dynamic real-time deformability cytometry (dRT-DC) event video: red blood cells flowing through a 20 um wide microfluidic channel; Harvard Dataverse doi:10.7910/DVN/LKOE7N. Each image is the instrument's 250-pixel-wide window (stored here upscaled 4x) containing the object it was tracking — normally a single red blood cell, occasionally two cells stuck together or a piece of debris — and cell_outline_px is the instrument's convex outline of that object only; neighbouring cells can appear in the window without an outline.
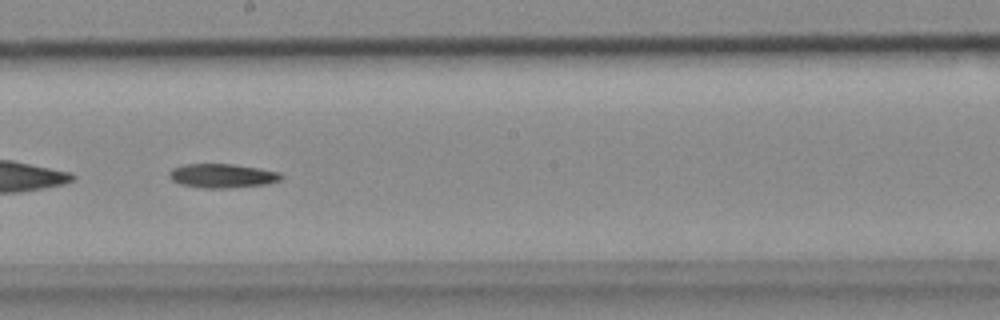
{"species": "common noctule bat (a hibernating species)", "species_latin": "Nyctalus noctula", "temperature_condition": "cold", "stored_images_in_passage": 52, "segment_of_instrument_passage": [2, 2], "camera_frame_rate_fps": 3000, "um_per_image_px": 0.085, "animal": {"sex": "female", "body_mass_g": 18.4}, "frame": {"image": 1, "passage_image": 29, "time_ms": 9.333, "image_size_px": [1000, 320], "cell_outline_px": [[284, 176], [280, 180], [268, 184], [224, 188], [204, 188], [180, 184], [172, 180], [168, 176], [168, 172], [172, 168], [184, 164], [232, 164], [260, 168], [280, 172]], "centroid_in_image_um": [18.89, 14.93], "position_along_channel_um": 229.3, "area_um2": 15.78}}
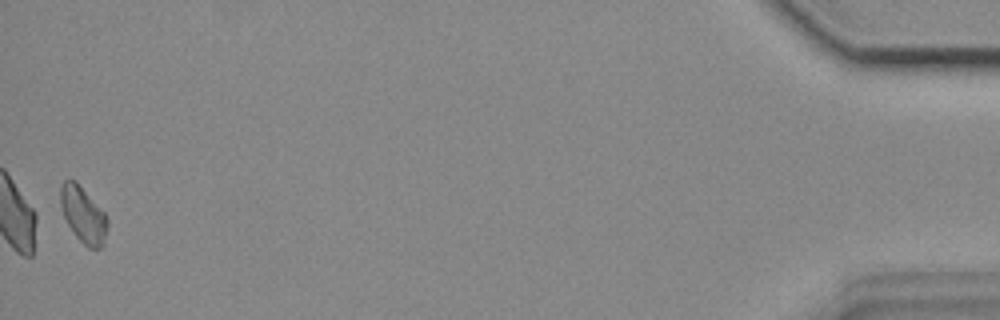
{"frame": {"image": 2, "passage_image": 52, "time_ms": 17.0, "image_size_px": [1000, 320], "cell_outline_px": [[108, 224], [104, 244], [100, 248], [88, 248], [76, 236], [68, 224], [64, 216], [60, 204], [60, 188], [64, 180], [76, 180], [104, 212], [108, 220]], "centroid_in_image_um": [7.08, 18.24], "position_along_channel_um": 428.1, "area_um2": 15.26}}